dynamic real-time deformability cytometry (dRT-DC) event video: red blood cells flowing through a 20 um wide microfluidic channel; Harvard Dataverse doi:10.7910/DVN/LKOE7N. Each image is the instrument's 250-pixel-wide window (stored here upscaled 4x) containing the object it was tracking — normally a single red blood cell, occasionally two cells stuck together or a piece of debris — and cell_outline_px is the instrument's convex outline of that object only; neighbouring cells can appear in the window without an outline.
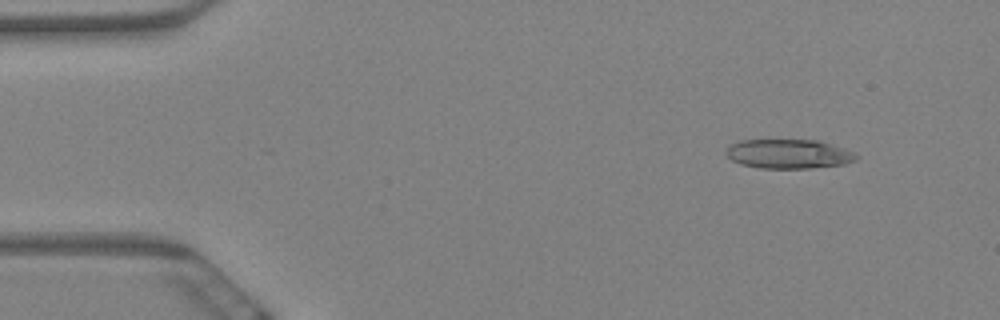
{"species": "Egyptian fruit bat (a non-hibernating species)", "species_latin": "Rousettus aegyptiacus", "temperature_condition": "warm", "stored_images_in_passage": 9, "camera_frame_rate_fps": 3000, "um_per_image_px": 0.085, "animal": {"sex": "female"}, "frame": {"image": 1, "passage_image": 1, "time_ms": 0.0, "image_size_px": [1000, 320], "cell_outline_px": [[860, 156], [856, 160], [844, 164], [812, 168], [760, 168], [740, 164], [732, 160], [724, 152], [732, 144], [740, 140], [816, 140], [844, 148]], "centroid_in_image_um": [67.04, 13.09], "position_along_channel_um": 18.0, "area_um2": 22.14}}
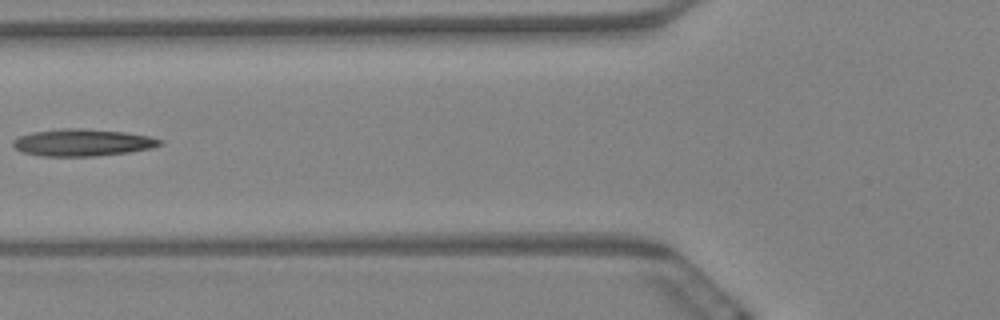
{"frame": {"image": 2, "passage_image": 6, "time_ms": 1.667, "image_size_px": [1000, 320], "cell_outline_px": [[164, 144], [152, 148], [128, 152], [96, 156], [40, 156], [24, 152], [16, 148], [12, 144], [12, 140], [20, 136], [32, 132], [64, 128], [84, 128], [124, 132], [148, 136], [164, 140]], "centroid_in_image_um": [7.04, 12.11], "position_along_channel_um": 118.8, "area_um2": 23.18}}
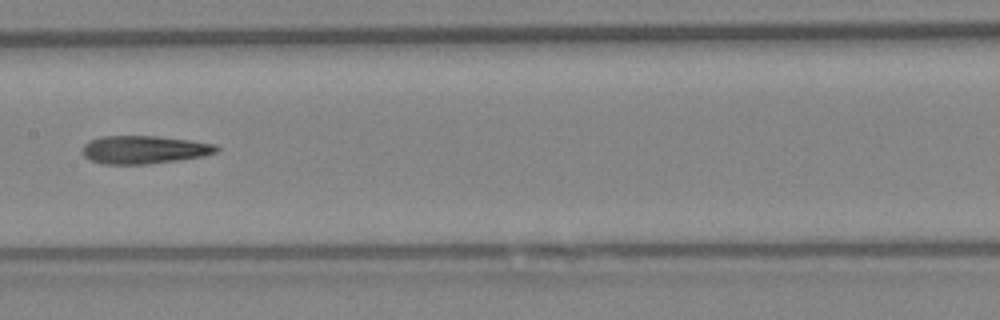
{"frame": {"image": 3, "passage_image": 8, "time_ms": 2.333, "image_size_px": [1000, 320], "cell_outline_px": [[220, 148], [216, 152], [204, 156], [176, 160], [144, 164], [104, 164], [92, 160], [84, 156], [84, 144], [88, 140], [100, 136], [156, 136], [188, 140], [216, 144]], "centroid_in_image_um": [12.25, 12.71], "position_along_channel_um": 195.1, "area_um2": 21.73}}